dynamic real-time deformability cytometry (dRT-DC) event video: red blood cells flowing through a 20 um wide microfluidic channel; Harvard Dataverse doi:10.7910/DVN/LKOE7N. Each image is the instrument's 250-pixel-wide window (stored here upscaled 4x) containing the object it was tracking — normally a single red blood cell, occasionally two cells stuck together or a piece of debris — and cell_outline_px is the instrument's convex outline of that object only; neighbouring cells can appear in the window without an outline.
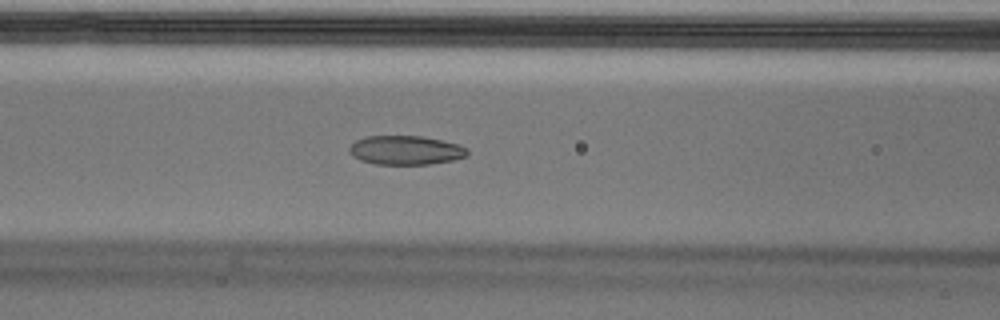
{"species": "Egyptian fruit bat (a non-hibernating species)", "species_latin": "Rousettus aegyptiacus", "temperature_condition": "cold", "stored_images_in_passage": 54, "camera_frame_rate_fps": 3000, "um_per_image_px": 0.085, "animal": {"sex": "male"}, "frame": {"image": 1, "passage_image": 22, "time_ms": 7.0, "image_size_px": [1000, 320], "cell_outline_px": [[468, 156], [452, 160], [428, 164], [376, 164], [360, 160], [352, 156], [348, 152], [348, 148], [356, 140], [364, 136], [424, 136], [456, 144], [468, 148]], "centroid_in_image_um": [34.45, 12.76], "position_along_channel_um": 132.1, "area_um2": 20.0}}
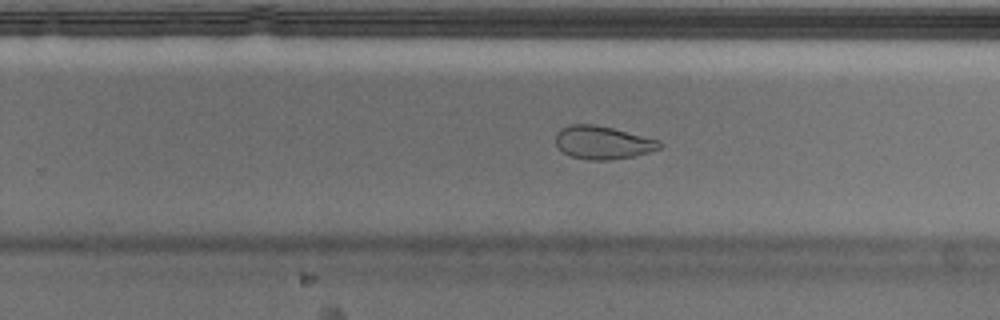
{"frame": {"image": 2, "passage_image": 34, "time_ms": 11.0, "image_size_px": [1000, 320], "cell_outline_px": [[660, 148], [648, 152], [632, 156], [608, 160], [588, 160], [572, 156], [564, 152], [556, 144], [556, 132], [560, 128], [572, 124], [596, 124], [660, 140]], "centroid_in_image_um": [51.2, 12.1], "position_along_channel_um": 278.6, "area_um2": 19.83}}
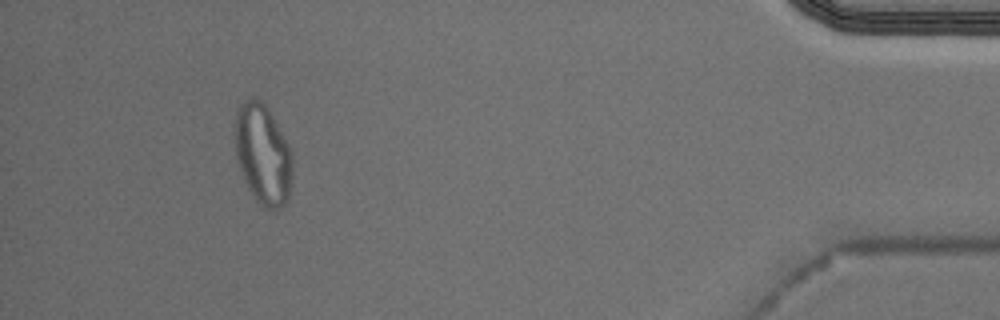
{"frame": {"image": 3, "passage_image": 50, "time_ms": 16.333, "image_size_px": [1000, 320], "cell_outline_px": [[292, 172], [288, 200], [276, 212], [264, 208], [256, 200], [248, 188], [244, 180], [236, 160], [232, 124], [236, 108], [244, 100], [252, 96], [260, 100], [268, 108], [292, 156]], "centroid_in_image_um": [22.27, 13.11], "position_along_channel_um": 412.9, "area_um2": 34.1}, "authors_computed_cell_mechanics": {"area_um2": 21.0103, "velocity_mm_per_s": 3.665, "shape_relaxation_time_tau1_ms": null, "shape_relaxation_time_tau2_ms": 2.0412, "deformation_change_tau1": null, "deformation_change_tau2": 0.0487}}